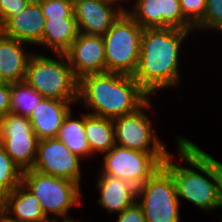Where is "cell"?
<instances>
[{
  "instance_id": "1",
  "label": "cell",
  "mask_w": 222,
  "mask_h": 222,
  "mask_svg": "<svg viewBox=\"0 0 222 222\" xmlns=\"http://www.w3.org/2000/svg\"><path fill=\"white\" fill-rule=\"evenodd\" d=\"M194 31L176 28L143 30L139 63L133 77L150 96L158 90L180 86L182 44Z\"/></svg>"
},
{
  "instance_id": "2",
  "label": "cell",
  "mask_w": 222,
  "mask_h": 222,
  "mask_svg": "<svg viewBox=\"0 0 222 222\" xmlns=\"http://www.w3.org/2000/svg\"><path fill=\"white\" fill-rule=\"evenodd\" d=\"M175 144L179 158L188 166L176 164L172 153L163 166L174 178L178 198L212 213L219 205L218 160L181 135L176 137Z\"/></svg>"
},
{
  "instance_id": "3",
  "label": "cell",
  "mask_w": 222,
  "mask_h": 222,
  "mask_svg": "<svg viewBox=\"0 0 222 222\" xmlns=\"http://www.w3.org/2000/svg\"><path fill=\"white\" fill-rule=\"evenodd\" d=\"M150 98L130 75L102 72L79 79L78 103L92 115L114 119L137 111Z\"/></svg>"
},
{
  "instance_id": "4",
  "label": "cell",
  "mask_w": 222,
  "mask_h": 222,
  "mask_svg": "<svg viewBox=\"0 0 222 222\" xmlns=\"http://www.w3.org/2000/svg\"><path fill=\"white\" fill-rule=\"evenodd\" d=\"M45 57L34 53L27 63L25 81L44 98L78 101L79 79L64 53Z\"/></svg>"
},
{
  "instance_id": "5",
  "label": "cell",
  "mask_w": 222,
  "mask_h": 222,
  "mask_svg": "<svg viewBox=\"0 0 222 222\" xmlns=\"http://www.w3.org/2000/svg\"><path fill=\"white\" fill-rule=\"evenodd\" d=\"M21 183L38 198L44 215L51 221L71 220L70 209L82 201L81 185L65 178L28 169L23 171Z\"/></svg>"
},
{
  "instance_id": "6",
  "label": "cell",
  "mask_w": 222,
  "mask_h": 222,
  "mask_svg": "<svg viewBox=\"0 0 222 222\" xmlns=\"http://www.w3.org/2000/svg\"><path fill=\"white\" fill-rule=\"evenodd\" d=\"M143 28L124 11L102 36L106 72L133 76L139 63Z\"/></svg>"
},
{
  "instance_id": "7",
  "label": "cell",
  "mask_w": 222,
  "mask_h": 222,
  "mask_svg": "<svg viewBox=\"0 0 222 222\" xmlns=\"http://www.w3.org/2000/svg\"><path fill=\"white\" fill-rule=\"evenodd\" d=\"M181 201L174 178L164 166L137 188V203L147 222H181Z\"/></svg>"
},
{
  "instance_id": "8",
  "label": "cell",
  "mask_w": 222,
  "mask_h": 222,
  "mask_svg": "<svg viewBox=\"0 0 222 222\" xmlns=\"http://www.w3.org/2000/svg\"><path fill=\"white\" fill-rule=\"evenodd\" d=\"M170 152H141L114 145L103 154L100 173L120 178L139 188L166 160Z\"/></svg>"
},
{
  "instance_id": "9",
  "label": "cell",
  "mask_w": 222,
  "mask_h": 222,
  "mask_svg": "<svg viewBox=\"0 0 222 222\" xmlns=\"http://www.w3.org/2000/svg\"><path fill=\"white\" fill-rule=\"evenodd\" d=\"M151 107L148 100L137 111L112 119L116 145L141 152H169L145 112Z\"/></svg>"
},
{
  "instance_id": "10",
  "label": "cell",
  "mask_w": 222,
  "mask_h": 222,
  "mask_svg": "<svg viewBox=\"0 0 222 222\" xmlns=\"http://www.w3.org/2000/svg\"><path fill=\"white\" fill-rule=\"evenodd\" d=\"M38 141L29 117L9 112L0 120V142L22 171L33 168Z\"/></svg>"
},
{
  "instance_id": "11",
  "label": "cell",
  "mask_w": 222,
  "mask_h": 222,
  "mask_svg": "<svg viewBox=\"0 0 222 222\" xmlns=\"http://www.w3.org/2000/svg\"><path fill=\"white\" fill-rule=\"evenodd\" d=\"M81 159L57 137L38 141L33 170L45 175L65 178L81 185Z\"/></svg>"
},
{
  "instance_id": "12",
  "label": "cell",
  "mask_w": 222,
  "mask_h": 222,
  "mask_svg": "<svg viewBox=\"0 0 222 222\" xmlns=\"http://www.w3.org/2000/svg\"><path fill=\"white\" fill-rule=\"evenodd\" d=\"M129 0H126V2ZM126 12L143 28H176L194 30L183 17L179 0H133Z\"/></svg>"
},
{
  "instance_id": "13",
  "label": "cell",
  "mask_w": 222,
  "mask_h": 222,
  "mask_svg": "<svg viewBox=\"0 0 222 222\" xmlns=\"http://www.w3.org/2000/svg\"><path fill=\"white\" fill-rule=\"evenodd\" d=\"M124 3L126 0H73L79 33L103 36L126 10Z\"/></svg>"
},
{
  "instance_id": "14",
  "label": "cell",
  "mask_w": 222,
  "mask_h": 222,
  "mask_svg": "<svg viewBox=\"0 0 222 222\" xmlns=\"http://www.w3.org/2000/svg\"><path fill=\"white\" fill-rule=\"evenodd\" d=\"M64 54L78 79L87 74L106 72L102 36L78 33Z\"/></svg>"
},
{
  "instance_id": "15",
  "label": "cell",
  "mask_w": 222,
  "mask_h": 222,
  "mask_svg": "<svg viewBox=\"0 0 222 222\" xmlns=\"http://www.w3.org/2000/svg\"><path fill=\"white\" fill-rule=\"evenodd\" d=\"M45 17L38 0H32L18 15L9 18L0 32L26 44L39 46L42 42Z\"/></svg>"
},
{
  "instance_id": "16",
  "label": "cell",
  "mask_w": 222,
  "mask_h": 222,
  "mask_svg": "<svg viewBox=\"0 0 222 222\" xmlns=\"http://www.w3.org/2000/svg\"><path fill=\"white\" fill-rule=\"evenodd\" d=\"M78 101H61L43 98L29 116L33 132L39 140L55 138L58 135L65 116L73 109L71 105Z\"/></svg>"
},
{
  "instance_id": "17",
  "label": "cell",
  "mask_w": 222,
  "mask_h": 222,
  "mask_svg": "<svg viewBox=\"0 0 222 222\" xmlns=\"http://www.w3.org/2000/svg\"><path fill=\"white\" fill-rule=\"evenodd\" d=\"M96 187L100 193L97 204L109 214L121 213L137 201V188L128 181L103 175L98 171Z\"/></svg>"
},
{
  "instance_id": "18",
  "label": "cell",
  "mask_w": 222,
  "mask_h": 222,
  "mask_svg": "<svg viewBox=\"0 0 222 222\" xmlns=\"http://www.w3.org/2000/svg\"><path fill=\"white\" fill-rule=\"evenodd\" d=\"M26 46L29 44L0 32V77L4 83L25 81L27 63L34 53Z\"/></svg>"
},
{
  "instance_id": "19",
  "label": "cell",
  "mask_w": 222,
  "mask_h": 222,
  "mask_svg": "<svg viewBox=\"0 0 222 222\" xmlns=\"http://www.w3.org/2000/svg\"><path fill=\"white\" fill-rule=\"evenodd\" d=\"M19 222H50L42 211L40 201L22 183L7 196L0 206Z\"/></svg>"
},
{
  "instance_id": "20",
  "label": "cell",
  "mask_w": 222,
  "mask_h": 222,
  "mask_svg": "<svg viewBox=\"0 0 222 222\" xmlns=\"http://www.w3.org/2000/svg\"><path fill=\"white\" fill-rule=\"evenodd\" d=\"M76 18H50L45 20L42 42L39 47L48 48L54 55L64 53L78 36Z\"/></svg>"
},
{
  "instance_id": "21",
  "label": "cell",
  "mask_w": 222,
  "mask_h": 222,
  "mask_svg": "<svg viewBox=\"0 0 222 222\" xmlns=\"http://www.w3.org/2000/svg\"><path fill=\"white\" fill-rule=\"evenodd\" d=\"M84 128L93 157L107 153L115 145L114 125L111 118L84 113Z\"/></svg>"
},
{
  "instance_id": "22",
  "label": "cell",
  "mask_w": 222,
  "mask_h": 222,
  "mask_svg": "<svg viewBox=\"0 0 222 222\" xmlns=\"http://www.w3.org/2000/svg\"><path fill=\"white\" fill-rule=\"evenodd\" d=\"M72 109L65 116L57 138L74 154L81 159L93 158L86 139L84 128V112L79 119H74Z\"/></svg>"
},
{
  "instance_id": "23",
  "label": "cell",
  "mask_w": 222,
  "mask_h": 222,
  "mask_svg": "<svg viewBox=\"0 0 222 222\" xmlns=\"http://www.w3.org/2000/svg\"><path fill=\"white\" fill-rule=\"evenodd\" d=\"M43 98L26 81L11 83L10 112L29 117Z\"/></svg>"
},
{
  "instance_id": "24",
  "label": "cell",
  "mask_w": 222,
  "mask_h": 222,
  "mask_svg": "<svg viewBox=\"0 0 222 222\" xmlns=\"http://www.w3.org/2000/svg\"><path fill=\"white\" fill-rule=\"evenodd\" d=\"M23 171L5 152L0 142V206L22 181Z\"/></svg>"
},
{
  "instance_id": "25",
  "label": "cell",
  "mask_w": 222,
  "mask_h": 222,
  "mask_svg": "<svg viewBox=\"0 0 222 222\" xmlns=\"http://www.w3.org/2000/svg\"><path fill=\"white\" fill-rule=\"evenodd\" d=\"M197 31H216L222 34V0H206L204 19L194 28Z\"/></svg>"
},
{
  "instance_id": "26",
  "label": "cell",
  "mask_w": 222,
  "mask_h": 222,
  "mask_svg": "<svg viewBox=\"0 0 222 222\" xmlns=\"http://www.w3.org/2000/svg\"><path fill=\"white\" fill-rule=\"evenodd\" d=\"M45 19L75 18L73 0H38Z\"/></svg>"
},
{
  "instance_id": "27",
  "label": "cell",
  "mask_w": 222,
  "mask_h": 222,
  "mask_svg": "<svg viewBox=\"0 0 222 222\" xmlns=\"http://www.w3.org/2000/svg\"><path fill=\"white\" fill-rule=\"evenodd\" d=\"M183 17L195 28L203 19L206 0H179Z\"/></svg>"
},
{
  "instance_id": "28",
  "label": "cell",
  "mask_w": 222,
  "mask_h": 222,
  "mask_svg": "<svg viewBox=\"0 0 222 222\" xmlns=\"http://www.w3.org/2000/svg\"><path fill=\"white\" fill-rule=\"evenodd\" d=\"M32 0H0V27L23 11Z\"/></svg>"
},
{
  "instance_id": "29",
  "label": "cell",
  "mask_w": 222,
  "mask_h": 222,
  "mask_svg": "<svg viewBox=\"0 0 222 222\" xmlns=\"http://www.w3.org/2000/svg\"><path fill=\"white\" fill-rule=\"evenodd\" d=\"M117 215L116 222H147L143 210L137 201Z\"/></svg>"
},
{
  "instance_id": "30",
  "label": "cell",
  "mask_w": 222,
  "mask_h": 222,
  "mask_svg": "<svg viewBox=\"0 0 222 222\" xmlns=\"http://www.w3.org/2000/svg\"><path fill=\"white\" fill-rule=\"evenodd\" d=\"M11 83L0 85V120L10 112Z\"/></svg>"
},
{
  "instance_id": "31",
  "label": "cell",
  "mask_w": 222,
  "mask_h": 222,
  "mask_svg": "<svg viewBox=\"0 0 222 222\" xmlns=\"http://www.w3.org/2000/svg\"><path fill=\"white\" fill-rule=\"evenodd\" d=\"M218 179H219V205L218 209L222 208V162L218 161Z\"/></svg>"
},
{
  "instance_id": "32",
  "label": "cell",
  "mask_w": 222,
  "mask_h": 222,
  "mask_svg": "<svg viewBox=\"0 0 222 222\" xmlns=\"http://www.w3.org/2000/svg\"><path fill=\"white\" fill-rule=\"evenodd\" d=\"M0 222H19L0 207Z\"/></svg>"
},
{
  "instance_id": "33",
  "label": "cell",
  "mask_w": 222,
  "mask_h": 222,
  "mask_svg": "<svg viewBox=\"0 0 222 222\" xmlns=\"http://www.w3.org/2000/svg\"><path fill=\"white\" fill-rule=\"evenodd\" d=\"M50 222H59V220L58 221H50ZM60 222H81V221L71 219V220H60Z\"/></svg>"
},
{
  "instance_id": "34",
  "label": "cell",
  "mask_w": 222,
  "mask_h": 222,
  "mask_svg": "<svg viewBox=\"0 0 222 222\" xmlns=\"http://www.w3.org/2000/svg\"><path fill=\"white\" fill-rule=\"evenodd\" d=\"M3 83H4V82H3L2 78L0 77V85L3 84Z\"/></svg>"
}]
</instances>
